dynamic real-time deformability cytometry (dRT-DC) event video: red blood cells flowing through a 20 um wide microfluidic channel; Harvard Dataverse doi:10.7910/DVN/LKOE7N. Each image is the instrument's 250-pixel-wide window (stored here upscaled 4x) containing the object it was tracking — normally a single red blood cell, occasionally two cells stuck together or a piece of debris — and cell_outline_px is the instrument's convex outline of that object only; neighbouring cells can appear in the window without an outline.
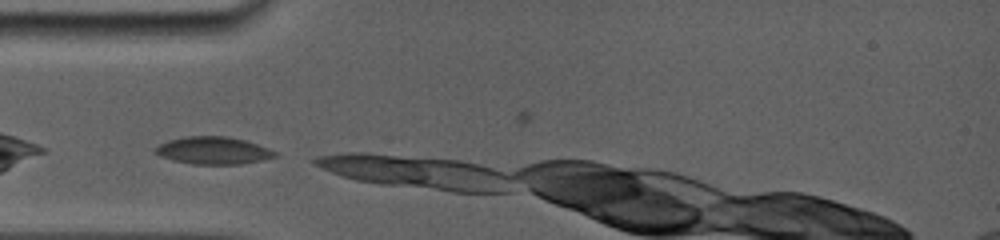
{"species": "common noctule bat (a hibernating species)", "species_latin": "Nyctalus noctula", "temperature_condition": "room temperature", "stored_images_in_passage": 23, "camera_frame_rate_fps": 5000, "um_per_image_px": 0.085, "animal": {"sex": "female", "body_mass_g": 19.0, "forearm_length_mm": 56.7}, "frame": {"image": 1, "passage_image": 20, "time_ms": 5.0, "image_size_px": [1000, 240], "cell_outline_px": [[280, 156], [240, 164], [192, 164], [172, 160], [160, 156], [152, 152], [152, 148], [168, 140], [184, 136], [228, 136], [244, 140], [268, 148], [276, 152]], "centroid_in_image_um": [18.07, 12.79], "position_along_channel_um": 66.9, "area_um2": 19.25}}